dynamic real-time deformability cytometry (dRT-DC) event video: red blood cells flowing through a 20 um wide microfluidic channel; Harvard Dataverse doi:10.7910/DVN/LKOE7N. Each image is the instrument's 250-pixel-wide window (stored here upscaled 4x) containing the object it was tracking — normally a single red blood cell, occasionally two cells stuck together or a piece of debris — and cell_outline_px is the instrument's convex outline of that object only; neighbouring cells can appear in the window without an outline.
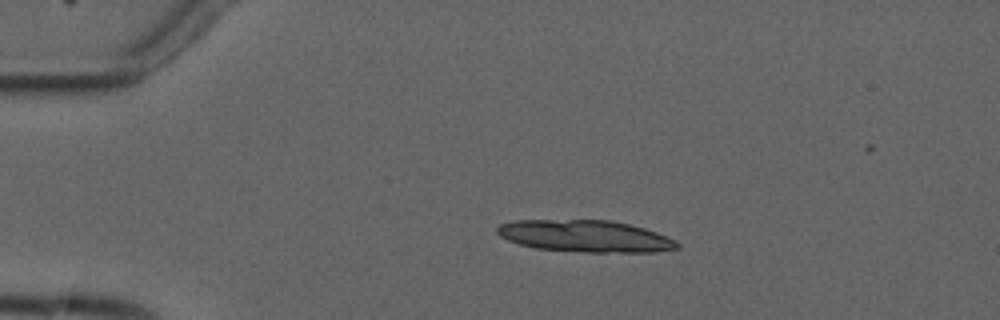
{"species": "common noctule bat (a hibernating species)", "species_latin": "Nyctalus noctula", "temperature_condition": "cold", "stored_images_in_passage": 4, "camera_frame_rate_fps": 3000, "um_per_image_px": 0.085, "animal": {"sex": "male", "forearm_length_mm": 52.5}, "frame": {"image": 1, "passage_image": 2, "time_ms": 1.333, "image_size_px": [1000, 320], "cell_outline_px": [[680, 248], [656, 252], [584, 252], [536, 248], [520, 244], [508, 240], [500, 236], [496, 232], [496, 228], [500, 224], [516, 220], [612, 220], [644, 228], [656, 232], [676, 240], [680, 244]], "centroid_in_image_um": [49.77, 20.07], "position_along_channel_um": 35.2, "area_um2": 33.47}}